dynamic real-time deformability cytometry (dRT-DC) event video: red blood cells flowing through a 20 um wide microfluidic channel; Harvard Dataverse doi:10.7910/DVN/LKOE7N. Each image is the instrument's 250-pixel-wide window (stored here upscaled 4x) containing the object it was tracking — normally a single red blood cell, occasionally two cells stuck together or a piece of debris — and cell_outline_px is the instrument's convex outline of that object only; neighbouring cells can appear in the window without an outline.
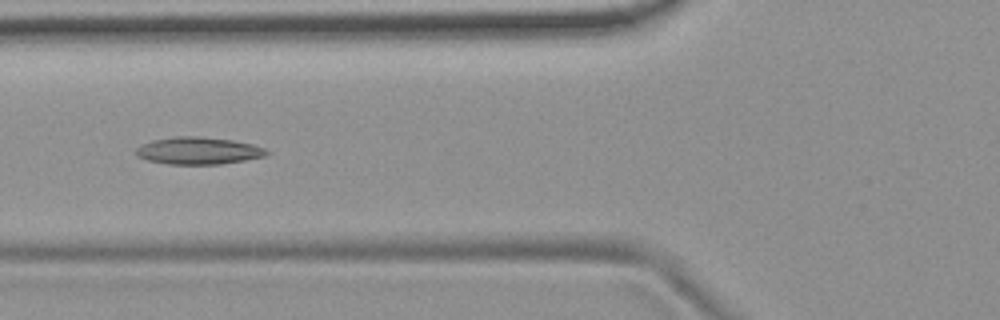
{"species": "common noctule bat (a hibernating species)", "species_latin": "Nyctalus noctula", "temperature_condition": "room temperature", "stored_images_in_passage": 6, "camera_frame_rate_fps": 3000, "um_per_image_px": 0.085, "animal": {"sex": "female", "body_mass_g": 19.9}, "frame": {"image": 1, "passage_image": 6, "time_ms": 5.667, "image_size_px": [1000, 320], "cell_outline_px": [[272, 152], [264, 156], [244, 160], [220, 164], [168, 164], [148, 160], [136, 156], [136, 148], [152, 140], [176, 136], [200, 136], [232, 140], [252, 144], [264, 148]], "centroid_in_image_um": [16.87, 12.81], "position_along_channel_um": 108.9, "area_um2": 20.63}}